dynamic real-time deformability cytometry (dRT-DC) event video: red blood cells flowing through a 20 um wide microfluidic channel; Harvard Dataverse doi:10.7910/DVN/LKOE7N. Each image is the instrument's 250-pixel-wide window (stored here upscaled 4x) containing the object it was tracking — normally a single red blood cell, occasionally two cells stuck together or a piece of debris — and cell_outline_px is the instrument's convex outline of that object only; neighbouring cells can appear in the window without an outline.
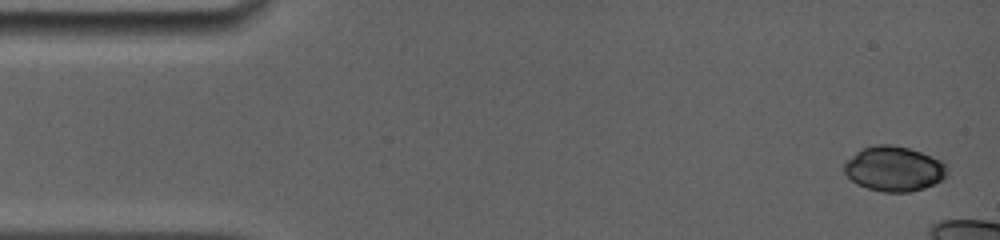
{"species": "common noctule bat (a hibernating species)", "species_latin": "Nyctalus noctula", "temperature_condition": "room temperature", "stored_images_in_passage": 9, "camera_frame_rate_fps": 5000, "um_per_image_px": 0.085, "animal": {"sex": "female", "body_mass_g": 19.0, "forearm_length_mm": 56.7}, "frame": {"image": 1, "passage_image": 1, "time_ms": 0.0, "image_size_px": [1000, 240], "cell_outline_px": [[948, 176], [924, 188], [912, 192], [884, 192], [868, 188], [856, 184], [844, 172], [844, 164], [856, 152], [864, 148], [876, 144], [892, 144], [908, 148], [944, 160], [948, 164]], "centroid_in_image_um": [76.04, 14.34], "position_along_channel_um": 9.0, "area_um2": 27.11}}
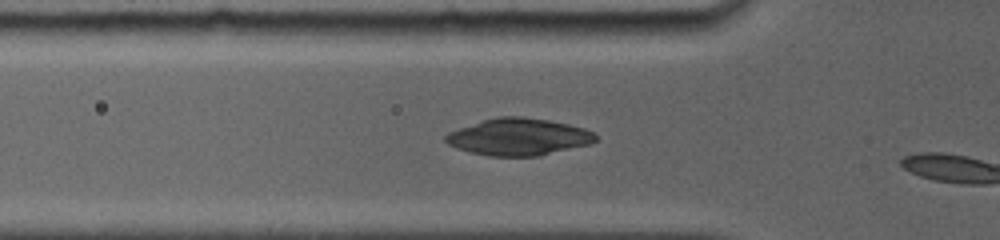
{"frame": {"image": 2, "passage_image": 8, "time_ms": 4.8, "image_size_px": [1000, 240], "cell_outline_px": [[596, 140], [592, 144], [540, 156], [488, 156], [468, 152], [456, 148], [448, 144], [444, 140], [444, 136], [448, 132], [496, 116], [524, 116], [548, 120], [568, 124], [584, 128], [592, 132], [596, 136]], "centroid_in_image_um": [44.08, 11.64], "position_along_channel_um": 81.7, "area_um2": 32.48}}